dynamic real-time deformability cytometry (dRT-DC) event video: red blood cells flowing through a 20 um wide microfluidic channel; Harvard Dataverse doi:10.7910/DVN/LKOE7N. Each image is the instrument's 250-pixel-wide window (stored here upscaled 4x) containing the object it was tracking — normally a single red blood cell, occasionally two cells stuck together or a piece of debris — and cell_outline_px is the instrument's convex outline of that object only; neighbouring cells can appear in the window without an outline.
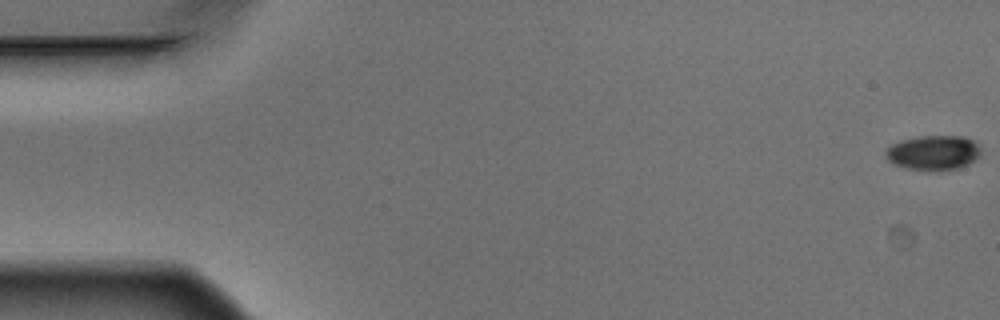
{"species": "Egyptian fruit bat (a non-hibernating species)", "species_latin": "Rousettus aegyptiacus", "temperature_condition": "warm", "stored_images_in_passage": 5, "camera_frame_rate_fps": 3000, "um_per_image_px": 0.085, "animal": {"sex": "male"}, "frame": {"image": 1, "passage_image": 1, "time_ms": 0.0, "image_size_px": [1000, 320], "cell_outline_px": [[980, 156], [968, 164], [956, 168], [908, 168], [896, 164], [888, 160], [884, 152], [892, 144], [900, 140], [920, 136], [964, 136], [976, 140], [980, 148]], "centroid_in_image_um": [79.37, 12.92], "position_along_channel_um": 5.6, "area_um2": 18.73}}
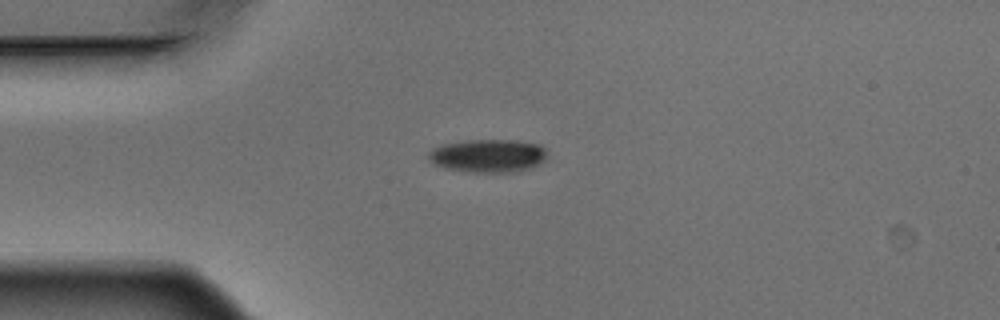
{"frame": {"image": 2, "passage_image": 5, "time_ms": 1.333, "image_size_px": [1000, 320], "cell_outline_px": [[548, 156], [540, 164], [528, 168], [508, 172], [476, 172], [444, 168], [428, 160], [428, 152], [432, 148], [440, 144], [468, 140], [516, 140], [540, 144], [544, 148]], "centroid_in_image_um": [41.47, 13.22], "position_along_channel_um": 43.5, "area_um2": 22.95}}